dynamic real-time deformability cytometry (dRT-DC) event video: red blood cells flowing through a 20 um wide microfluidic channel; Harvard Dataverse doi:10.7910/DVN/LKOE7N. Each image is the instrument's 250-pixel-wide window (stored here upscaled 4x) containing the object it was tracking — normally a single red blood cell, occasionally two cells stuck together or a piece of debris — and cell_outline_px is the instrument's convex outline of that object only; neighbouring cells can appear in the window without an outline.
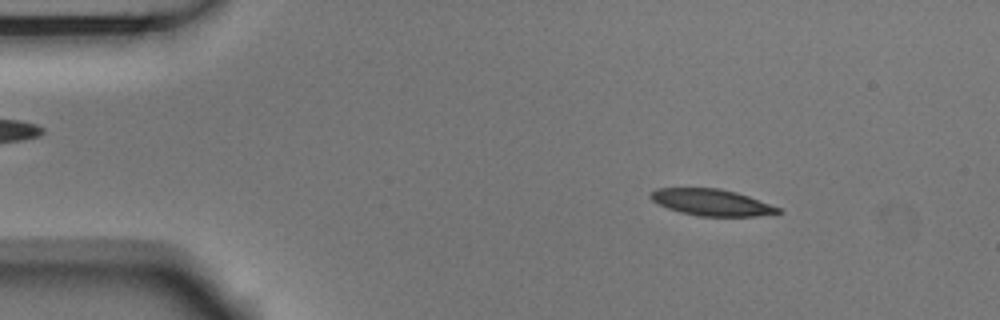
{"species": "Egyptian fruit bat (a non-hibernating species)", "species_latin": "Rousettus aegyptiacus", "temperature_condition": "room temperature", "stored_images_in_passage": 53, "camera_frame_rate_fps": 3000, "um_per_image_px": 0.085, "animal": {"sex": "male"}, "frame": {"image": 1, "passage_image": 7, "time_ms": 2.0, "image_size_px": [1000, 320], "cell_outline_px": [[780, 212], [756, 216], [700, 216], [680, 212], [668, 208], [652, 200], [648, 196], [656, 188], [720, 188], [736, 192], [748, 196], [780, 208]], "centroid_in_image_um": [60.45, 17.19], "position_along_channel_um": 24.6, "area_um2": 19.42}}
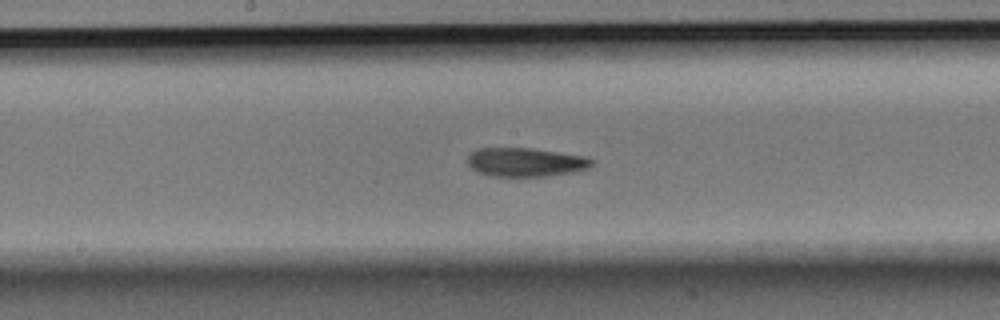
{"frame": {"image": 2, "passage_image": 27, "time_ms": 8.667, "image_size_px": [1000, 320], "cell_outline_px": [[596, 160], [588, 168], [572, 172], [544, 176], [488, 176], [472, 168], [468, 164], [468, 156], [476, 148], [532, 148], [584, 156]], "centroid_in_image_um": [44.67, 13.78], "position_along_channel_um": 203.5, "area_um2": 20.75}}
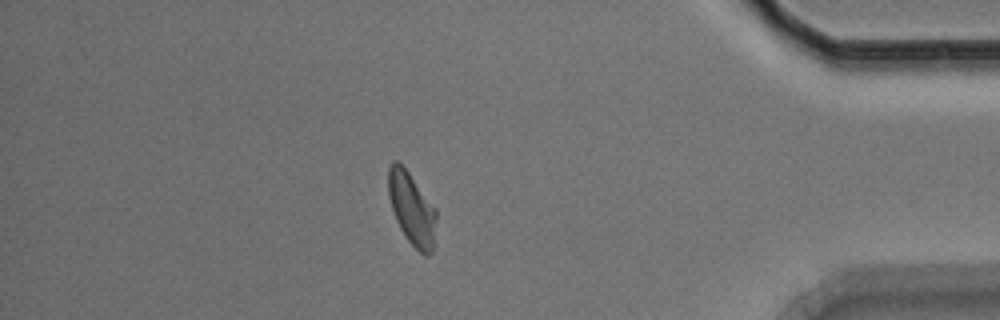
{"frame": {"image": 3, "passage_image": 46, "time_ms": 15.0, "image_size_px": [1000, 320], "cell_outline_px": [[436, 220], [432, 252], [428, 256], [424, 256], [404, 236], [396, 220], [388, 196], [388, 168], [392, 160], [396, 160], [408, 172], [436, 208]], "centroid_in_image_um": [34.99, 17.74], "position_along_channel_um": 400.2, "area_um2": 20.11}, "authors_computed_cell_mechanics": {"area_um2": 20.7502, "velocity_mm_per_s": 3.7029, "shape_relaxation_time_tau1_ms": 5.5843, "shape_relaxation_time_tau2_ms": 2.1039, "deformation_change_tau1": 0.1735, "deformation_change_tau2": 0.0782}}